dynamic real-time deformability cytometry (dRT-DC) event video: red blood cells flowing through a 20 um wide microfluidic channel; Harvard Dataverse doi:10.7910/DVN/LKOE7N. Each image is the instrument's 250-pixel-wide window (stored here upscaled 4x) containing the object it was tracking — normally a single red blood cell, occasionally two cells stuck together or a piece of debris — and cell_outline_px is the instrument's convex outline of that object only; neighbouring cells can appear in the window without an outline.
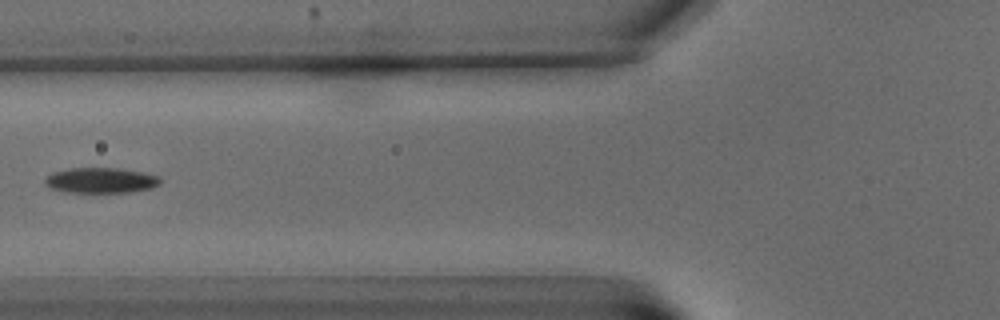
{"species": "common noctule bat (a hibernating species)", "species_latin": "Nyctalus noctula", "temperature_condition": "warm", "stored_images_in_passage": 12, "camera_frame_rate_fps": 3000, "um_per_image_px": 0.085, "animal": {"sex": "male", "body_mass_g": 15.6}, "frame": {"image": 1, "passage_image": 6, "time_ms": 6.0, "image_size_px": [1000, 320], "cell_outline_px": [[160, 184], [152, 188], [128, 192], [64, 192], [48, 188], [44, 184], [44, 180], [52, 172], [68, 168], [116, 168], [140, 172], [160, 176]], "centroid_in_image_um": [8.52, 15.33], "position_along_channel_um": 117.3, "area_um2": 17.11}}
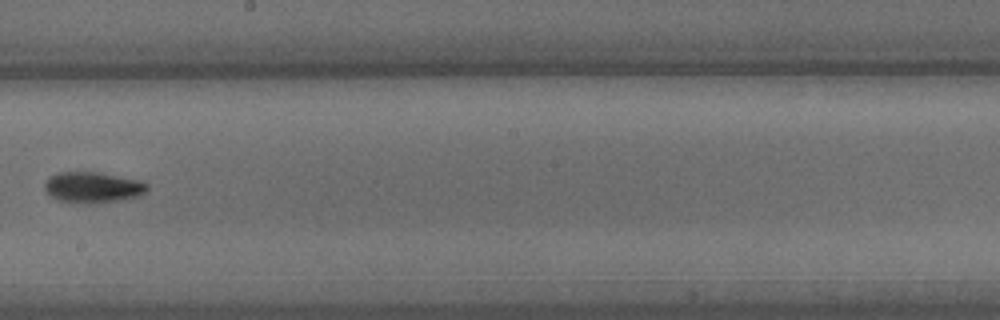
{"frame": {"image": 2, "passage_image": 9, "time_ms": 10.333, "image_size_px": [1000, 320], "cell_outline_px": [[148, 188], [140, 196], [120, 200], [88, 204], [60, 200], [52, 196], [44, 188], [44, 184], [52, 176], [60, 172], [100, 172], [140, 180], [148, 184]], "centroid_in_image_um": [7.94, 15.92], "position_along_channel_um": 240.3, "area_um2": 18.26}}